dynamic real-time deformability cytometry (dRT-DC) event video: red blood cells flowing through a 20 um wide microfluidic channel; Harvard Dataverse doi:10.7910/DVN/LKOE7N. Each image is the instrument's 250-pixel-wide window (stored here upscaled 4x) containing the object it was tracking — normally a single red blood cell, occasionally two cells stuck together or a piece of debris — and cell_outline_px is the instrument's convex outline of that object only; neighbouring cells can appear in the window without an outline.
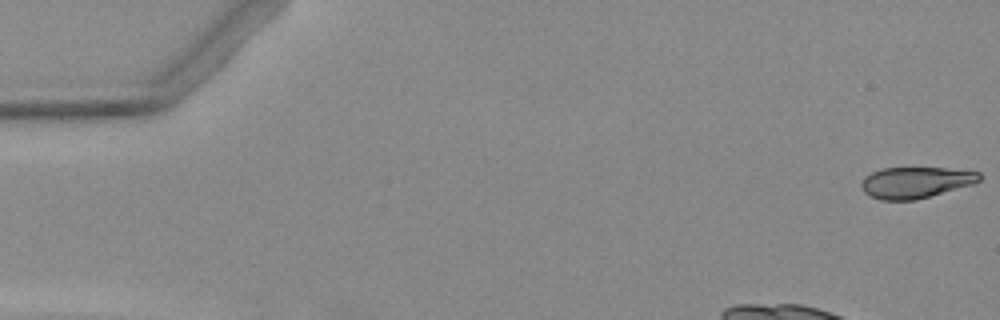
{"species": "Egyptian fruit bat (a non-hibernating species)", "species_latin": "Rousettus aegyptiacus", "temperature_condition": "warm", "stored_images_in_passage": 6, "camera_frame_rate_fps": 3000, "um_per_image_px": 0.085, "animal": {"sex": "female"}, "frame": {"image": 1, "passage_image": 1, "time_ms": 0.0, "image_size_px": [1000, 320], "cell_outline_px": [[980, 180], [972, 184], [916, 200], [880, 200], [864, 192], [860, 184], [864, 176], [880, 168], [948, 168], [980, 172]], "centroid_in_image_um": [77.8, 15.5], "position_along_channel_um": 7.2, "area_um2": 21.39}}
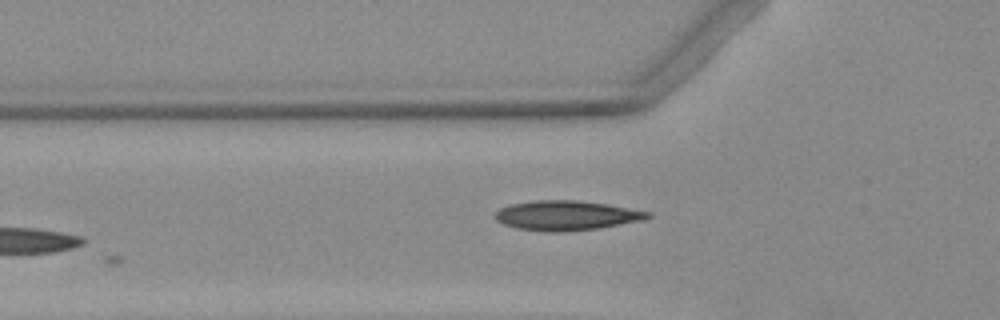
{"frame": {"image": 2, "passage_image": 5, "time_ms": 5.667, "image_size_px": [1000, 320], "cell_outline_px": [[652, 216], [644, 220], [600, 228], [556, 232], [548, 232], [516, 228], [504, 224], [496, 220], [496, 212], [500, 208], [508, 204], [532, 200], [576, 200], [608, 204], [652, 212]], "centroid_in_image_um": [48.16, 18.31], "position_along_channel_um": 77.6, "area_um2": 26.53}}
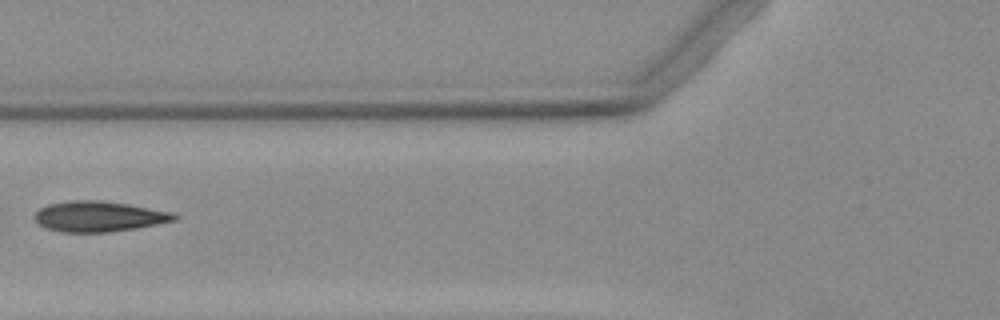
{"frame": {"image": 3, "passage_image": 6, "time_ms": 6.667, "image_size_px": [1000, 320], "cell_outline_px": [[180, 216], [176, 220], [136, 228], [108, 232], [64, 232], [48, 228], [40, 224], [36, 220], [36, 212], [40, 208], [48, 204], [72, 200], [100, 200], [128, 204], [176, 212]], "centroid_in_image_um": [8.48, 18.38], "position_along_channel_um": 117.3, "area_um2": 24.74}}